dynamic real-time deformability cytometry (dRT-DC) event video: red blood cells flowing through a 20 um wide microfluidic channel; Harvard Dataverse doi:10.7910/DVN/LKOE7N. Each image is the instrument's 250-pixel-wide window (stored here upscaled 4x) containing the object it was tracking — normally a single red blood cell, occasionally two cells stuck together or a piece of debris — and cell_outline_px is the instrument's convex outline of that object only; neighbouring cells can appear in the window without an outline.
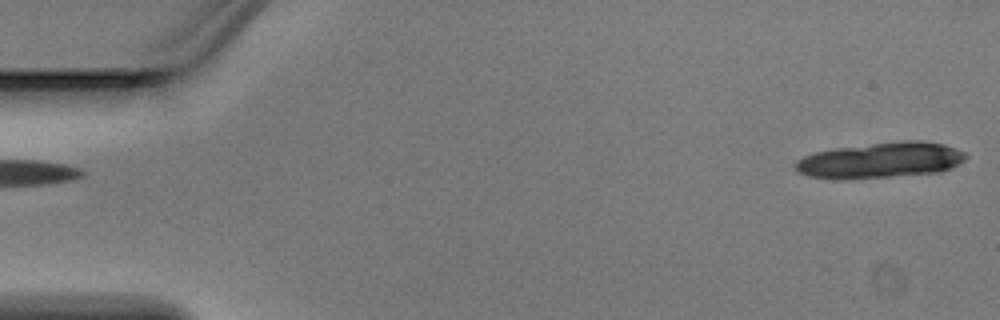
{"species": "Egyptian fruit bat (a non-hibernating species)", "species_latin": "Rousettus aegyptiacus", "temperature_condition": "warm", "stored_images_in_passage": 6, "camera_frame_rate_fps": 3000, "um_per_image_px": 0.085, "animal": {"sex": "male"}, "frame": {"image": 1, "passage_image": 1, "time_ms": 0.0, "image_size_px": [1000, 320], "cell_outline_px": [[968, 156], [964, 160], [952, 168], [940, 172], [844, 180], [836, 180], [808, 176], [800, 172], [796, 168], [796, 160], [804, 156], [816, 152], [836, 148], [900, 140], [924, 140], [944, 144], [956, 148], [964, 152]], "centroid_in_image_um": [74.87, 13.62], "position_along_channel_um": 10.1, "area_um2": 35.66}}
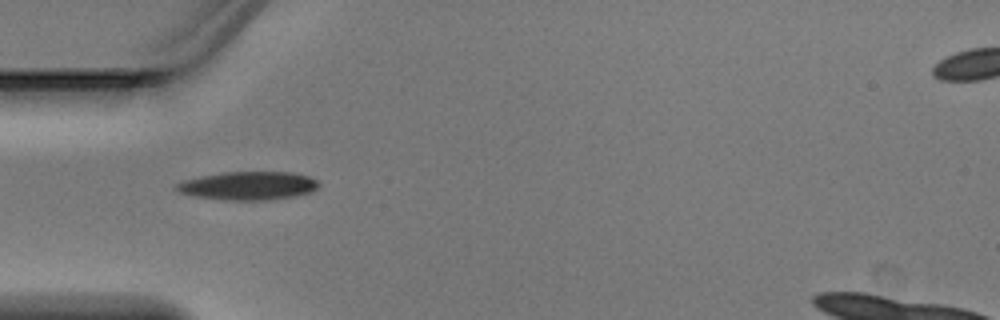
{"frame": {"image": 2, "passage_image": 5, "time_ms": 1.333, "image_size_px": [1000, 320], "cell_outline_px": [[320, 184], [312, 192], [296, 196], [268, 200], [224, 200], [192, 196], [180, 192], [172, 188], [176, 184], [184, 180], [200, 176], [224, 172], [292, 172], [308, 176], [316, 180]], "centroid_in_image_um": [21.08, 15.79], "position_along_channel_um": 63.9, "area_um2": 23.7}}
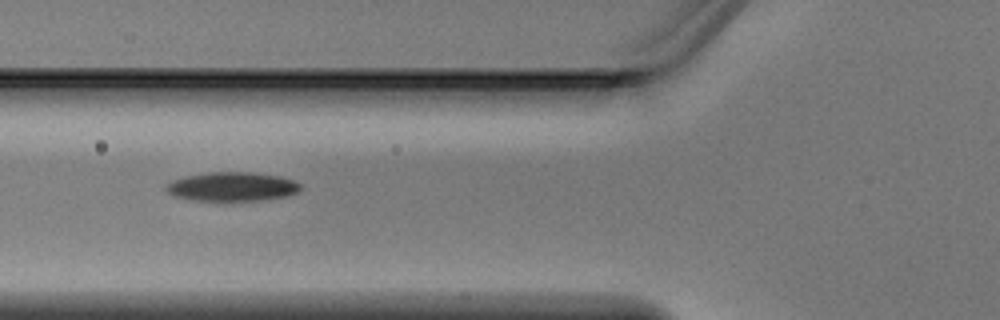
{"frame": {"image": 3, "passage_image": 6, "time_ms": 1.667, "image_size_px": [1000, 320], "cell_outline_px": [[300, 188], [296, 192], [288, 196], [264, 200], [192, 200], [172, 196], [164, 188], [164, 184], [172, 180], [184, 176], [208, 172], [252, 172], [276, 176], [292, 180], [300, 184]], "centroid_in_image_um": [19.65, 15.86], "position_along_channel_um": 106.1, "area_um2": 22.72}}